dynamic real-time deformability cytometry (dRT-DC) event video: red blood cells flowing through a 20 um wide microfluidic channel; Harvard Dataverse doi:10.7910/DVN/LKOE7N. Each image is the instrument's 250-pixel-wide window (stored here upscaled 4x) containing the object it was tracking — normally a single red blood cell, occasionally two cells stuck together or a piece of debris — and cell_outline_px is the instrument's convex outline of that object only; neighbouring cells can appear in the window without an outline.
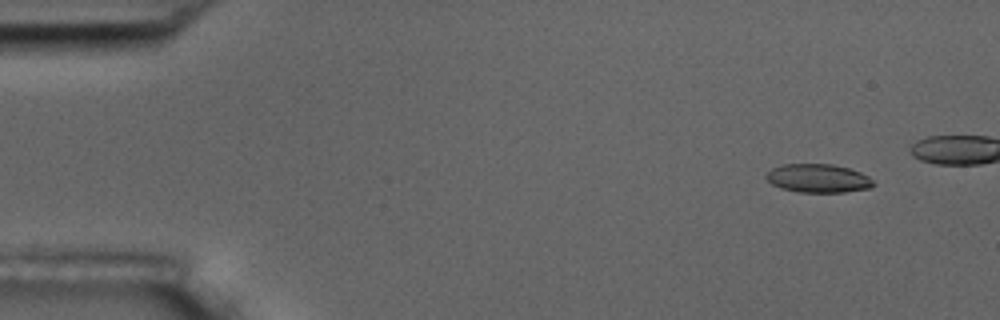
{"species": "common noctule bat (a hibernating species)", "species_latin": "Nyctalus noctula", "temperature_condition": "room temperature", "stored_images_in_passage": 7, "camera_frame_rate_fps": 3000, "um_per_image_px": 0.085, "animal": {"sex": "male", "body_mass_g": 17.5, "forearm_length_mm": 52.3}, "frame": {"image": 1, "passage_image": 2, "time_ms": 1.0, "image_size_px": [1000, 320], "cell_outline_px": [[876, 184], [868, 188], [844, 192], [800, 192], [780, 188], [772, 184], [764, 176], [772, 168], [784, 164], [832, 164], [848, 168], [860, 172], [868, 176]], "centroid_in_image_um": [69.53, 15.15], "position_along_channel_um": 15.5, "area_um2": 17.74}}